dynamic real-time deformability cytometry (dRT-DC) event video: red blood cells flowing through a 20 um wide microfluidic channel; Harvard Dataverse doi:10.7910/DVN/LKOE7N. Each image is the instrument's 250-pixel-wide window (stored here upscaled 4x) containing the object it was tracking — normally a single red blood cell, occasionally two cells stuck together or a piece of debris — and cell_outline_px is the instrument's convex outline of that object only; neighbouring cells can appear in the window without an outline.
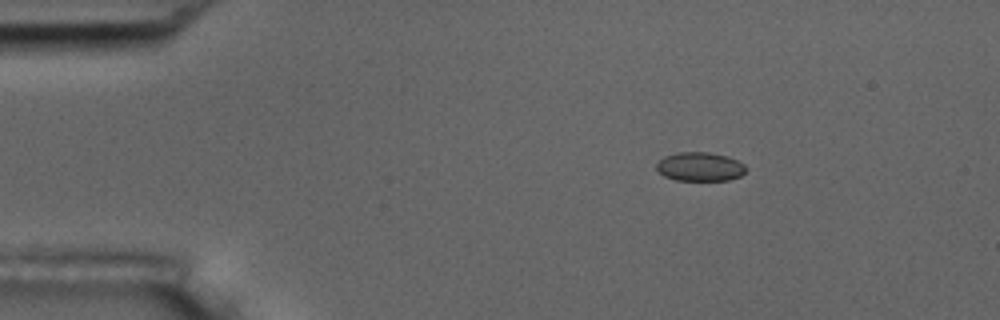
{"species": "common noctule bat (a hibernating species)", "species_latin": "Nyctalus noctula", "temperature_condition": "room temperature", "stored_images_in_passage": 3, "camera_frame_rate_fps": 3000, "um_per_image_px": 0.085, "animal": {"sex": "male", "body_mass_g": 17.5, "forearm_length_mm": 52.3}, "frame": {"image": 1, "passage_image": 1, "time_ms": 0.0, "image_size_px": [1000, 320], "cell_outline_px": [[748, 168], [740, 176], [728, 180], [676, 180], [664, 176], [656, 168], [656, 164], [664, 156], [676, 152], [708, 152], [728, 156], [744, 164]], "centroid_in_image_um": [59.5, 14.16], "position_along_channel_um": 25.5, "area_um2": 15.09}}